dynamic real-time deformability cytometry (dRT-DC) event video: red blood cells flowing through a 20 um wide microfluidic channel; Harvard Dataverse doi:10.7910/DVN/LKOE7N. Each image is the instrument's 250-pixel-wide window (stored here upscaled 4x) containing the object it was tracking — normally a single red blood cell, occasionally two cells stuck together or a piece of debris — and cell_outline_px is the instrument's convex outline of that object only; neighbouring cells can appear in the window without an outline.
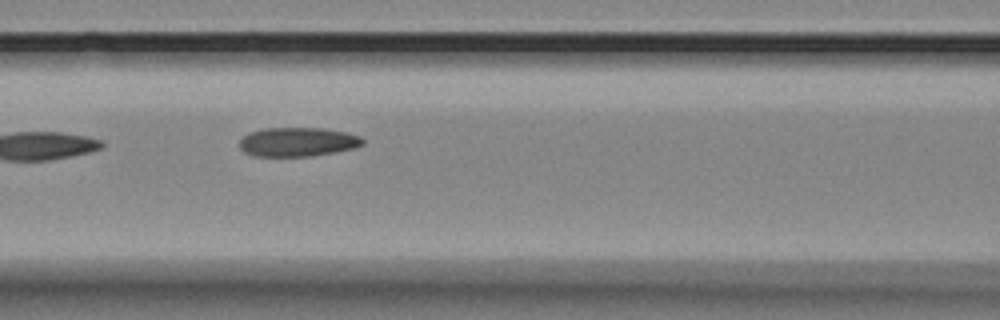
{"species": "Egyptian fruit bat (a non-hibernating species)", "species_latin": "Rousettus aegyptiacus", "temperature_condition": "room temperature", "stored_images_in_passage": 6, "camera_frame_rate_fps": 3000, "um_per_image_px": 0.085, "animal": {"sex": "female"}, "frame": {"image": 1, "passage_image": 5, "time_ms": 5.667, "image_size_px": [1000, 320], "cell_outline_px": [[364, 144], [356, 148], [336, 152], [312, 156], [252, 156], [244, 152], [240, 148], [240, 140], [248, 132], [264, 128], [324, 128], [348, 132], [360, 136], [364, 140]], "centroid_in_image_um": [25.33, 12.06], "position_along_channel_um": 141.3, "area_um2": 21.15}}